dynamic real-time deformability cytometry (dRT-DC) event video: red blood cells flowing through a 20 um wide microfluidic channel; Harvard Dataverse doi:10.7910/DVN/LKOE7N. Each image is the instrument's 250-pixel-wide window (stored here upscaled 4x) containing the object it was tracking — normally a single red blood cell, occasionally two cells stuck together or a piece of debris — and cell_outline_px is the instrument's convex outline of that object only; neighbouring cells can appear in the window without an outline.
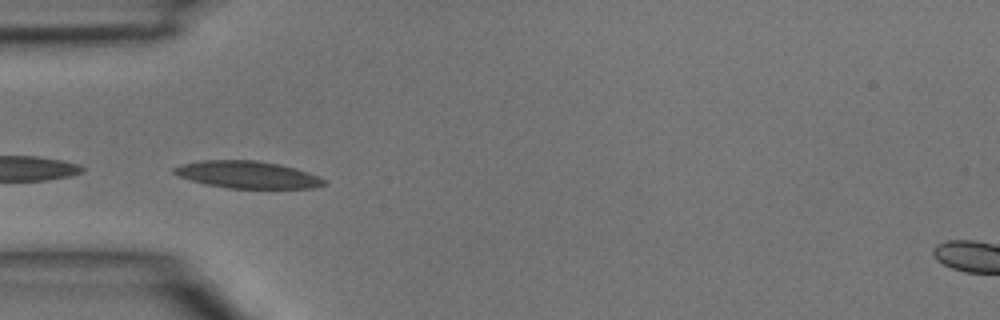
{"species": "common noctule bat (a hibernating species)", "species_latin": "Nyctalus noctula", "temperature_condition": "room temperature", "stored_images_in_passage": 12, "camera_frame_rate_fps": 3000, "um_per_image_px": 0.085, "animal": {"sex": "male", "body_mass_g": 15.6}, "frame": {"image": 1, "passage_image": 7, "time_ms": 2.0, "image_size_px": [1000, 320], "cell_outline_px": [[328, 184], [316, 188], [228, 188], [204, 184], [180, 176], [172, 172], [172, 168], [184, 164], [200, 160], [256, 160], [280, 164], [296, 168], [320, 176]], "centroid_in_image_um": [21.08, 14.85], "position_along_channel_um": 63.9, "area_um2": 23.81}}